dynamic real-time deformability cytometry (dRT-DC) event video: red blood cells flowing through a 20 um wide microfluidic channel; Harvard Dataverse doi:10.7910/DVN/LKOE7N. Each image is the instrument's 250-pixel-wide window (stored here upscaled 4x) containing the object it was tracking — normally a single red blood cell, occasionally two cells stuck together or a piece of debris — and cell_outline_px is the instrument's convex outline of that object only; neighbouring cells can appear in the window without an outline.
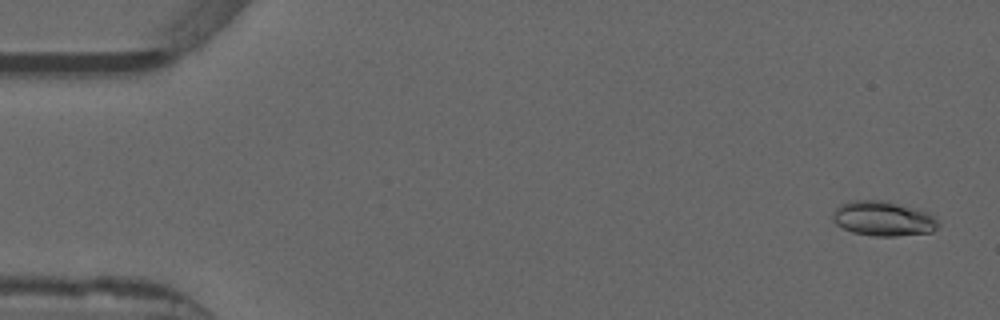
{"species": "common noctule bat (a hibernating species)", "species_latin": "Nyctalus noctula", "temperature_condition": "warm", "stored_images_in_passage": 30, "camera_frame_rate_fps": 3000, "um_per_image_px": 0.085, "animal": {"sex": "male", "forearm_length_mm": 52.5}, "frame": {"image": 1, "passage_image": 2, "time_ms": 0.333, "image_size_px": [1000, 320], "cell_outline_px": [[940, 224], [932, 232], [896, 236], [872, 236], [852, 232], [836, 224], [832, 220], [832, 212], [840, 204], [852, 200], [884, 200], [928, 212]], "centroid_in_image_um": [75.03, 18.58], "position_along_channel_um": 10.0, "area_um2": 21.39}}
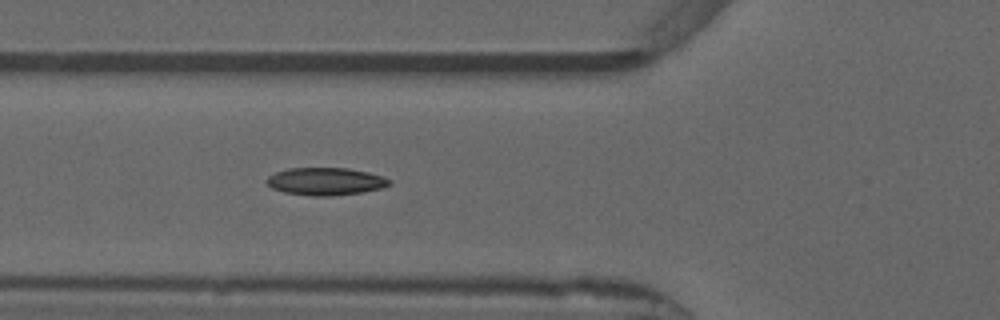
{"frame": {"image": 2, "passage_image": 19, "time_ms": 6.0, "image_size_px": [1000, 320], "cell_outline_px": [[392, 184], [380, 188], [360, 192], [332, 196], [312, 196], [284, 192], [272, 188], [264, 180], [268, 176], [276, 172], [288, 168], [348, 168], [368, 172], [392, 180]], "centroid_in_image_um": [27.65, 15.41], "position_along_channel_um": 98.2, "area_um2": 19.65}}
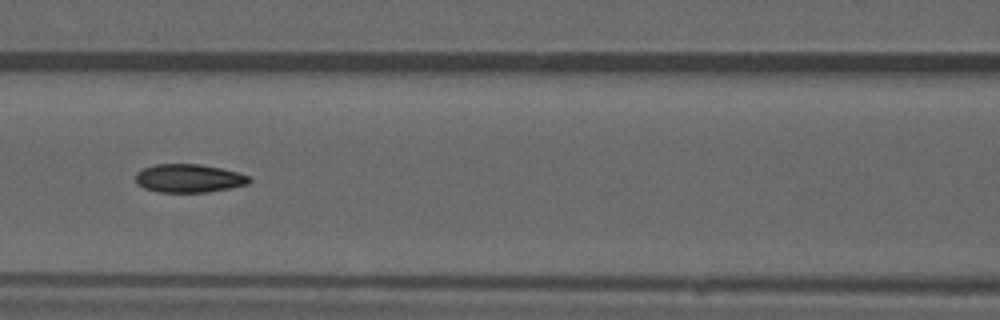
{"frame": {"image": 3, "passage_image": 23, "time_ms": 7.333, "image_size_px": [1000, 320], "cell_outline_px": [[252, 180], [248, 184], [208, 192], [160, 192], [144, 188], [136, 184], [136, 172], [152, 164], [200, 164], [220, 168], [236, 172], [248, 176]], "centroid_in_image_um": [16.02, 15.15], "position_along_channel_um": 150.6, "area_um2": 18.73}}